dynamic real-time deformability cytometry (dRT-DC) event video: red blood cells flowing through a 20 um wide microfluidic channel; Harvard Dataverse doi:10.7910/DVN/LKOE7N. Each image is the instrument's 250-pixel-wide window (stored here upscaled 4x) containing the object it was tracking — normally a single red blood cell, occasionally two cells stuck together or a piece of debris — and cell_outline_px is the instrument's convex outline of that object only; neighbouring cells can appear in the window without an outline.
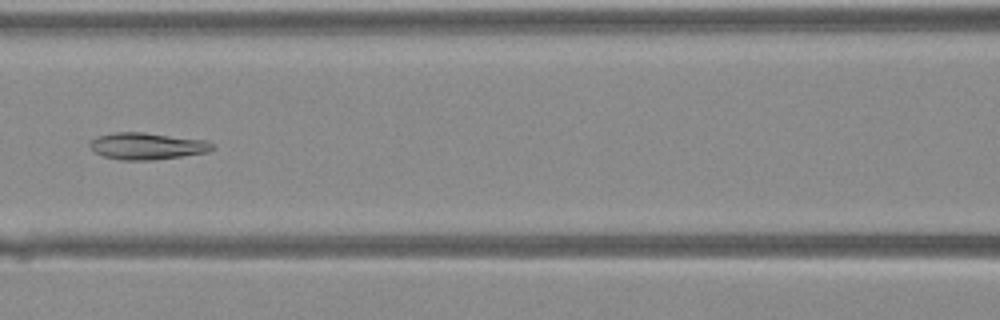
{"species": "Egyptian fruit bat (a non-hibernating species)", "species_latin": "Rousettus aegyptiacus", "temperature_condition": "warm", "stored_images_in_passage": 39, "camera_frame_rate_fps": 3000, "um_per_image_px": 0.085, "animal": {"sex": "female"}, "frame": {"image": 1, "passage_image": 17, "time_ms": 5.333, "image_size_px": [1000, 320], "cell_outline_px": [[216, 148], [208, 152], [152, 160], [120, 160], [104, 156], [96, 152], [88, 144], [96, 136], [116, 132], [144, 132], [204, 140], [212, 144]], "centroid_in_image_um": [12.49, 12.41], "position_along_channel_um": 154.1, "area_um2": 18.96}}
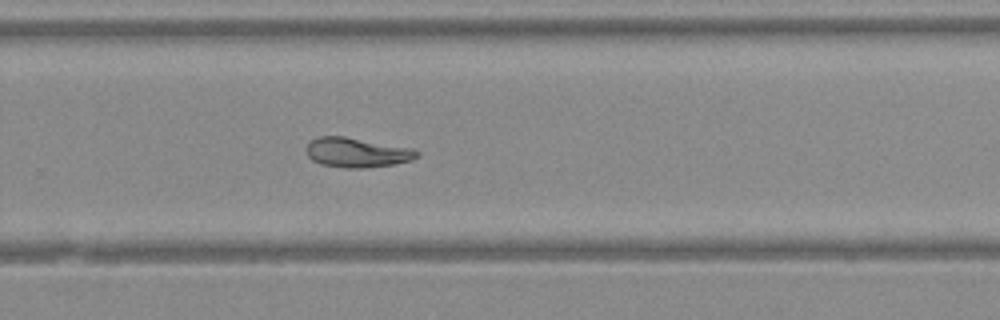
{"frame": {"image": 2, "passage_image": 26, "time_ms": 8.333, "image_size_px": [1000, 320], "cell_outline_px": [[420, 152], [412, 160], [396, 164], [364, 168], [348, 168], [320, 164], [312, 160], [308, 156], [304, 148], [312, 140], [320, 136], [344, 136], [412, 148]], "centroid_in_image_um": [30.32, 12.96], "position_along_channel_um": 299.5, "area_um2": 19.13}}
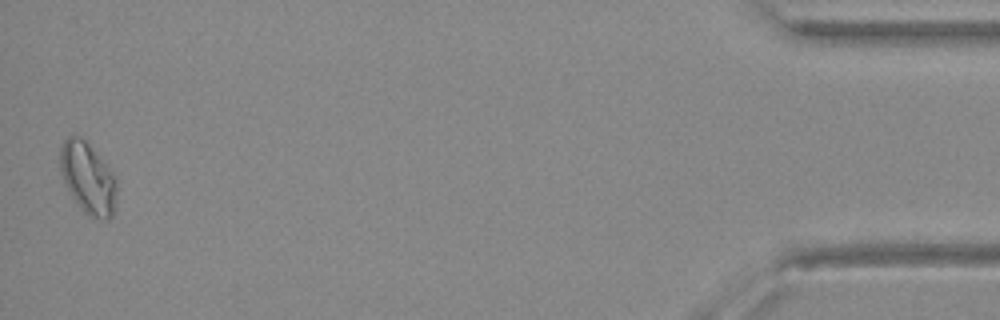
{"frame": {"image": 3, "passage_image": 39, "time_ms": 12.667, "image_size_px": [1000, 320], "cell_outline_px": [[116, 204], [112, 216], [108, 220], [104, 220], [88, 216], [84, 212], [72, 196], [60, 172], [60, 148], [64, 140], [68, 136], [80, 136], [88, 144], [112, 172], [116, 180]], "centroid_in_image_um": [7.47, 15.17], "position_along_channel_um": 427.7, "area_um2": 23.24}}